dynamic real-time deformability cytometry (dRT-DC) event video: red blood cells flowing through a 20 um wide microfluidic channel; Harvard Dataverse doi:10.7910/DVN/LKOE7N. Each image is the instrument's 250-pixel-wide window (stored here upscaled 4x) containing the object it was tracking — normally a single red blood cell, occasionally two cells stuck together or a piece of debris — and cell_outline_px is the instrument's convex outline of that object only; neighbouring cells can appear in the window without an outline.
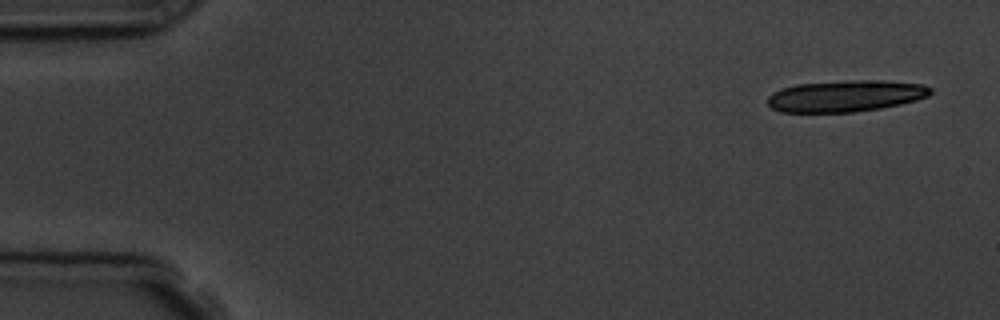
{"species": "common noctule bat (a hibernating species)", "species_latin": "Nyctalus noctula", "temperature_condition": "room temperature", "stored_images_in_passage": 4, "camera_frame_rate_fps": 3000, "um_per_image_px": 0.085, "animal": {"sex": "male", "body_mass_g": 19.5, "forearm_length_mm": 54.6}, "frame": {"image": 1, "passage_image": 1, "time_ms": 0.0, "image_size_px": [1000, 320], "cell_outline_px": [[932, 92], [928, 96], [916, 100], [900, 104], [880, 108], [852, 112], [780, 112], [772, 108], [768, 104], [768, 96], [772, 92], [780, 88], [796, 84], [852, 80], [884, 80], [924, 84], [932, 88]], "centroid_in_image_um": [71.87, 8.15], "position_along_channel_um": 13.1, "area_um2": 30.06}}